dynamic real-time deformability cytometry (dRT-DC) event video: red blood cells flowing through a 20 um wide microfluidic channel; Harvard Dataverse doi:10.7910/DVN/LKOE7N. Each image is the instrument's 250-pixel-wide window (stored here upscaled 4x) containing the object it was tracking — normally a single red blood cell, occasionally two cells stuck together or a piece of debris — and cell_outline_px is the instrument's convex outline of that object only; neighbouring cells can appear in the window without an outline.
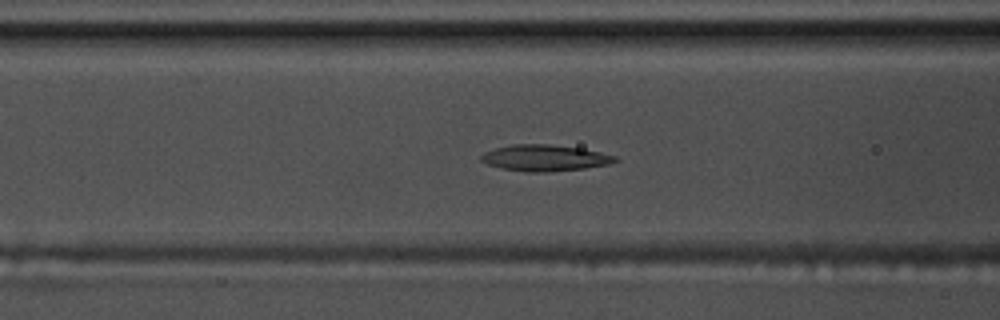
{"species": "common noctule bat (a hibernating species)", "species_latin": "Nyctalus noctula", "temperature_condition": "warm", "stored_images_in_passage": 59, "camera_frame_rate_fps": 3000, "um_per_image_px": 0.085, "animal": {"sex": "male", "body_mass_g": 17.5, "forearm_length_mm": 52.3}, "frame": {"image": 1, "passage_image": 24, "time_ms": 7.667, "image_size_px": [1000, 320], "cell_outline_px": [[620, 160], [612, 164], [584, 168], [544, 172], [524, 172], [504, 168], [488, 164], [480, 160], [480, 156], [484, 152], [496, 148], [512, 144], [548, 144], [580, 148], [600, 152], [616, 156]], "centroid_in_image_um": [46.33, 13.42], "position_along_channel_um": 120.3, "area_um2": 20.46}}
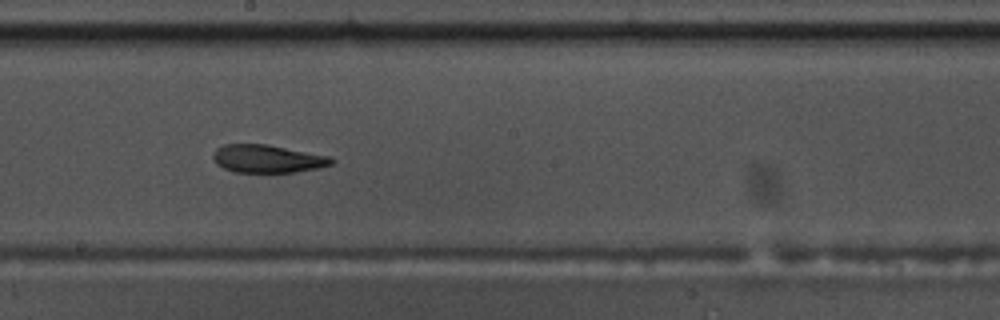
{"frame": {"image": 2, "passage_image": 33, "time_ms": 10.667, "image_size_px": [1000, 320], "cell_outline_px": [[336, 160], [332, 164], [320, 168], [296, 172], [232, 172], [216, 164], [212, 160], [212, 152], [216, 148], [224, 144], [268, 144], [332, 156]], "centroid_in_image_um": [22.75, 13.49], "position_along_channel_um": 225.5, "area_um2": 19.71}}
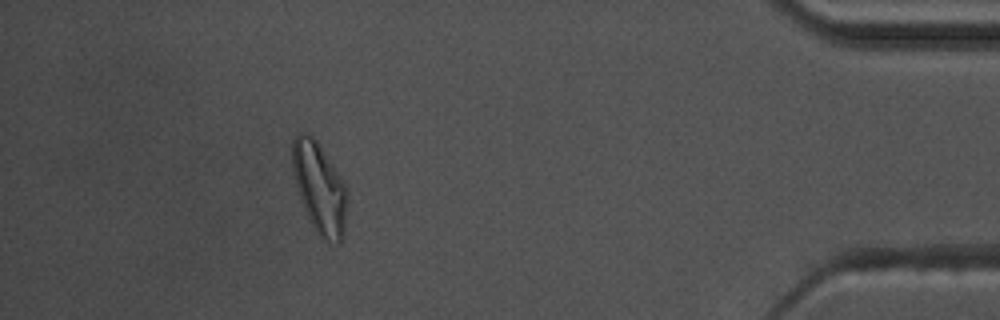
{"frame": {"image": 3, "passage_image": 53, "time_ms": 17.333, "image_size_px": [1000, 320], "cell_outline_px": [[344, 236], [340, 244], [336, 244], [324, 240], [316, 232], [300, 200], [292, 168], [292, 140], [300, 132], [304, 132], [312, 136], [316, 140], [340, 176], [344, 184]], "centroid_in_image_um": [27.11, 15.98], "position_along_channel_um": 408.1, "area_um2": 28.21}, "authors_computed_cell_mechanics": {"area_um2": 20.6924, "velocity_mm_per_s": 3.5241, "shape_relaxation_time_tau1_ms": 8.7259, "shape_relaxation_time_tau2_ms": 3.8951, "deformation_change_tau1": 0.2021, "deformation_change_tau2": 0.1165}}